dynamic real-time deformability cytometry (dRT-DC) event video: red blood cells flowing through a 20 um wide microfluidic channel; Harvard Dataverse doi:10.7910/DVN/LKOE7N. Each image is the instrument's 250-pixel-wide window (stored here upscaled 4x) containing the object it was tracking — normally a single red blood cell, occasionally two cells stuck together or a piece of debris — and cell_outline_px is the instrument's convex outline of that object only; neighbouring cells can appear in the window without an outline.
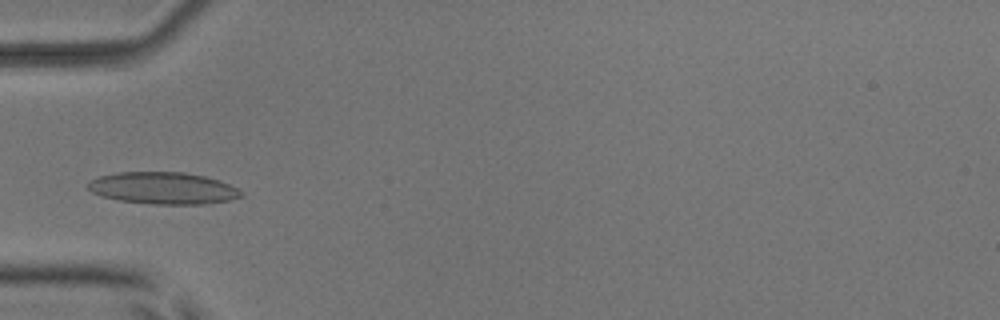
{"species": "common noctule bat (a hibernating species)", "species_latin": "Nyctalus noctula", "temperature_condition": "room temperature", "stored_images_in_passage": 6, "camera_frame_rate_fps": 3000, "um_per_image_px": 0.085, "animal": {"sex": "male", "body_mass_g": 17.9, "forearm_length_mm": 54.2}, "frame": {"image": 1, "passage_image": 5, "time_ms": 1.333, "image_size_px": [1000, 320], "cell_outline_px": [[244, 196], [228, 200], [208, 204], [152, 204], [120, 200], [100, 196], [92, 192], [88, 188], [88, 184], [92, 180], [100, 176], [116, 172], [184, 172], [204, 176], [220, 180], [244, 192]], "centroid_in_image_um": [13.89, 15.99], "position_along_channel_um": 71.1, "area_um2": 28.5}}
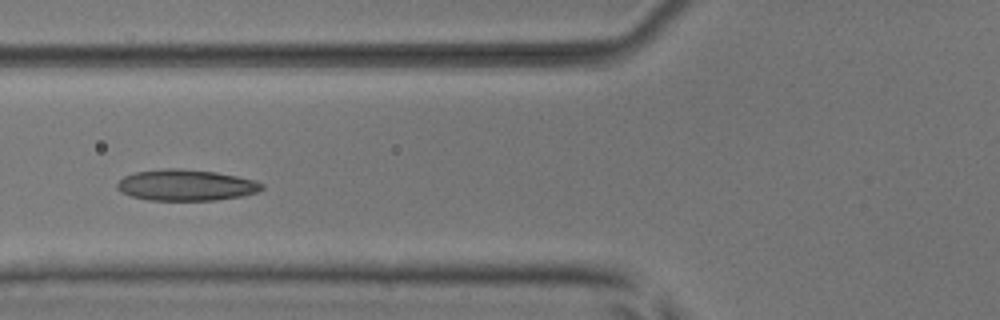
{"frame": {"image": 2, "passage_image": 6, "time_ms": 1.667, "image_size_px": [1000, 320], "cell_outline_px": [[264, 188], [256, 192], [244, 196], [216, 200], [148, 200], [132, 196], [120, 192], [116, 188], [116, 184], [124, 176], [136, 172], [168, 168], [176, 168], [216, 172], [236, 176], [252, 180], [264, 184]], "centroid_in_image_um": [15.8, 15.74], "position_along_channel_um": 110.0, "area_um2": 26.18}}